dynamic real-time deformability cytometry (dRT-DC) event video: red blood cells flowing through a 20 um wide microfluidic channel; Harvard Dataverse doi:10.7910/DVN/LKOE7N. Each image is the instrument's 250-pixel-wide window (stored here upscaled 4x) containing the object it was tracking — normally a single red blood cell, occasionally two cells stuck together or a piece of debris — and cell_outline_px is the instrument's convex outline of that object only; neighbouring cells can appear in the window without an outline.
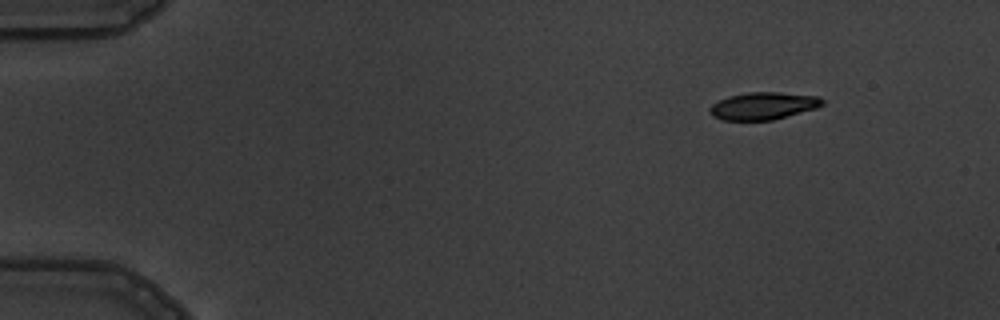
{"species": "common noctule bat (a hibernating species)", "species_latin": "Nyctalus noctula", "temperature_condition": "warm", "stored_images_in_passage": 4, "segment_of_instrument_passage": [1, 2], "camera_frame_rate_fps": 3000, "um_per_image_px": 0.085, "animal": {"sex": "male", "body_mass_g": 19.5, "forearm_length_mm": 54.6}, "frame": {"image": 1, "passage_image": 1, "time_ms": 0.0, "image_size_px": [1000, 320], "cell_outline_px": [[824, 104], [816, 108], [772, 120], [724, 120], [712, 116], [708, 112], [708, 108], [712, 104], [728, 96], [748, 92], [780, 92], [820, 96], [824, 100]], "centroid_in_image_um": [64.87, 8.99], "position_along_channel_um": 20.1, "area_um2": 18.03}}
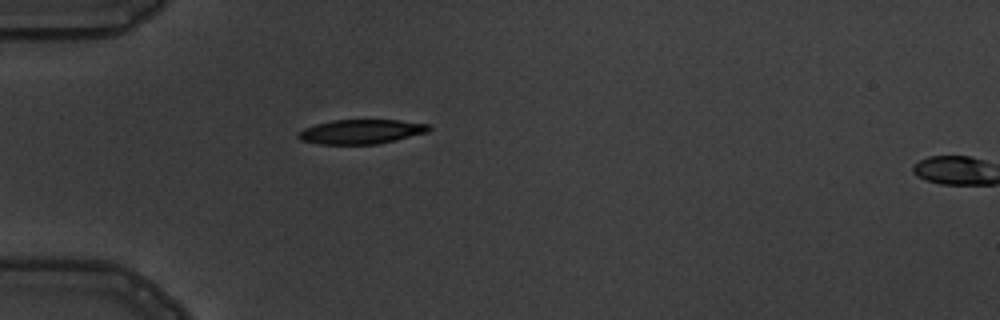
{"frame": {"image": 2, "passage_image": 3, "time_ms": 3.333, "image_size_px": [1000, 320], "cell_outline_px": [[432, 128], [428, 132], [396, 140], [376, 144], [320, 144], [300, 140], [296, 136], [304, 128], [316, 124], [332, 120], [400, 120], [428, 124]], "centroid_in_image_um": [30.71, 11.19], "position_along_channel_um": 54.3, "area_um2": 18.55}}